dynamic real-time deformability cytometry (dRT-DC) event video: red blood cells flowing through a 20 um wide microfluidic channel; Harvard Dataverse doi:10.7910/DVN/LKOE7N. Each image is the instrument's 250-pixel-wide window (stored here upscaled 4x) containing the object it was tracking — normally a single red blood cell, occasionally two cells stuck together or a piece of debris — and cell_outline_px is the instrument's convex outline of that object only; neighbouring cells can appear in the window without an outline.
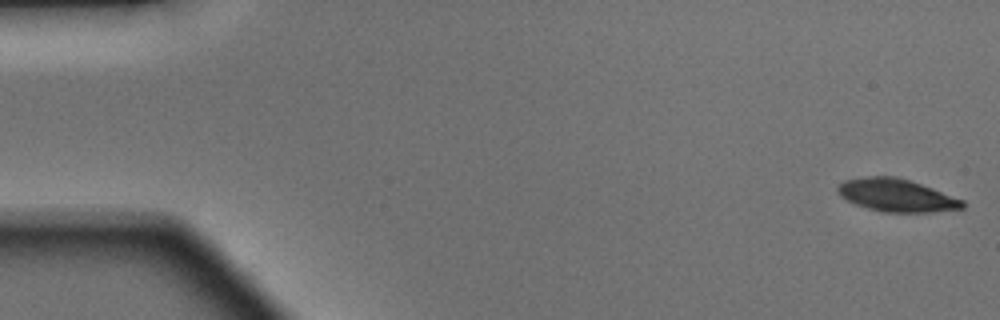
{"species": "Egyptian fruit bat (a non-hibernating species)", "species_latin": "Rousettus aegyptiacus", "temperature_condition": "warm", "stored_images_in_passage": 9, "camera_frame_rate_fps": 3000, "um_per_image_px": 0.085, "animal": {"sex": "male"}, "frame": {"image": 1, "passage_image": 1, "time_ms": 0.0, "image_size_px": [1000, 320], "cell_outline_px": [[964, 208], [932, 212], [884, 212], [868, 208], [856, 204], [840, 196], [836, 188], [844, 180], [868, 176], [888, 176], [908, 180], [932, 188], [964, 200]], "centroid_in_image_um": [76.2, 16.61], "position_along_channel_um": 8.8, "area_um2": 23.47}}